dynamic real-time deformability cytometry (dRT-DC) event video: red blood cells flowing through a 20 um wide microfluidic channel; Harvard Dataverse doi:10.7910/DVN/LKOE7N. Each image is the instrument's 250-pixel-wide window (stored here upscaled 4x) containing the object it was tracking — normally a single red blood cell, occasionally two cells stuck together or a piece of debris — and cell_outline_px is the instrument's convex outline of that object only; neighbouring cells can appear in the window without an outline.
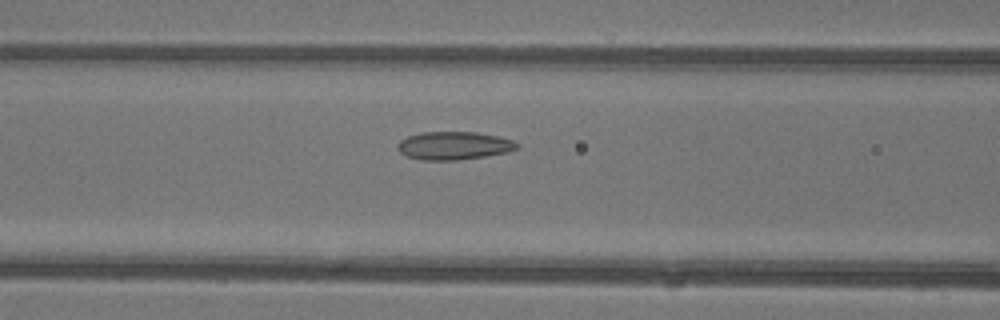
{"species": "common noctule bat (a hibernating species)", "species_latin": "Nyctalus noctula", "temperature_condition": "warm", "stored_images_in_passage": 6, "camera_frame_rate_fps": 3000, "um_per_image_px": 0.085, "animal": {"sex": "female"}, "frame": {"image": 1, "passage_image": 5, "time_ms": 1.333, "image_size_px": [1000, 320], "cell_outline_px": [[520, 148], [508, 152], [484, 156], [456, 160], [424, 160], [408, 156], [400, 152], [396, 148], [396, 144], [400, 140], [408, 136], [420, 132], [476, 132], [496, 136], [512, 140], [520, 144]], "centroid_in_image_um": [38.58, 12.37], "position_along_channel_um": 128.0, "area_um2": 19.54}}